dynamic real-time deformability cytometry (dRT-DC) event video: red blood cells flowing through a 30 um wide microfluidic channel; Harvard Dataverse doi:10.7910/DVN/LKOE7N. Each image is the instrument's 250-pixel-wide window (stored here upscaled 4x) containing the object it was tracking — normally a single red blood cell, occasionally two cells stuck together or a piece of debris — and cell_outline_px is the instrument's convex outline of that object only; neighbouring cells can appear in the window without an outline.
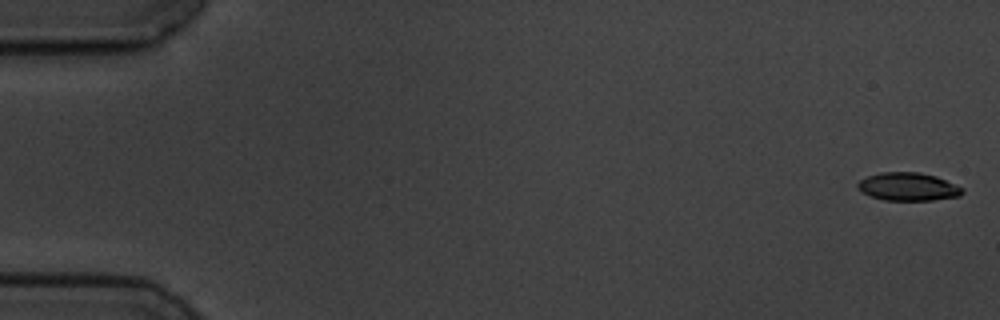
{"species": "common noctule bat (a hibernating species)", "species_latin": "Nyctalus noctula", "temperature_condition": "cold", "stored_images_in_passage": 3, "camera_frame_rate_fps": 3000, "um_per_image_px": 0.085, "animal": {"sex": "male", "body_mass_g": 19.5, "forearm_length_mm": 54.6}, "frame": {"image": 1, "passage_image": 1, "time_ms": 0.0, "image_size_px": [1000, 320], "cell_outline_px": [[964, 192], [960, 196], [932, 200], [884, 200], [860, 192], [856, 188], [856, 184], [860, 180], [868, 176], [880, 172], [920, 172], [936, 176], [964, 188]], "centroid_in_image_um": [77.18, 15.86], "position_along_channel_um": 7.8, "area_um2": 17.22}}